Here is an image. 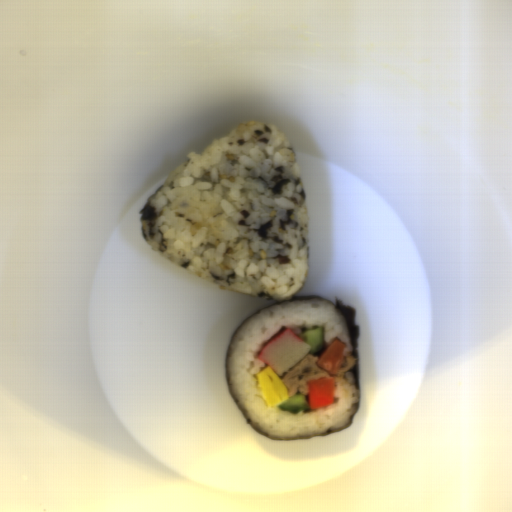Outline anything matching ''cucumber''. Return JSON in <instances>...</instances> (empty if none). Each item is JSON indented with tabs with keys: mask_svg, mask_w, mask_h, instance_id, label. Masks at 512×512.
Listing matches in <instances>:
<instances>
[{
	"mask_svg": "<svg viewBox=\"0 0 512 512\" xmlns=\"http://www.w3.org/2000/svg\"><path fill=\"white\" fill-rule=\"evenodd\" d=\"M277 405L281 412H290L293 415L311 409L308 394L304 395L301 392H298L294 396H289L286 400Z\"/></svg>",
	"mask_w": 512,
	"mask_h": 512,
	"instance_id": "8b760119",
	"label": "cucumber"
},
{
	"mask_svg": "<svg viewBox=\"0 0 512 512\" xmlns=\"http://www.w3.org/2000/svg\"><path fill=\"white\" fill-rule=\"evenodd\" d=\"M303 341L310 347L308 354L319 353L324 346L325 331L324 327H317L310 330H306L302 334Z\"/></svg>",
	"mask_w": 512,
	"mask_h": 512,
	"instance_id": "586b57bf",
	"label": "cucumber"
}]
</instances>
